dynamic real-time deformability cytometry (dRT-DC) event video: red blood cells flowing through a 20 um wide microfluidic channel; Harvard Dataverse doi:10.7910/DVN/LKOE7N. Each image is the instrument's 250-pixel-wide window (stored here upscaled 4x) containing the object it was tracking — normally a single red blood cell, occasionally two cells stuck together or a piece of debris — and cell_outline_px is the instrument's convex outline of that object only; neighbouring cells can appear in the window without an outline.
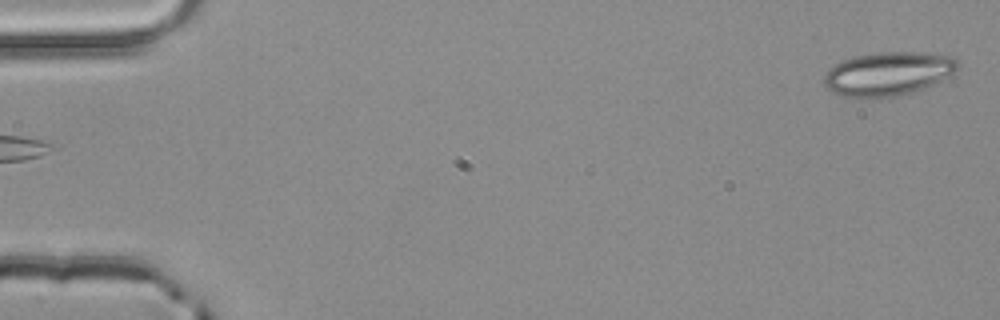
{"species": "common noctule bat (a hibernating species)", "species_latin": "Nyctalus noctula", "temperature_condition": "room temperature", "stored_images_in_passage": 3, "segment_of_instrument_passage": [2, 2], "camera_frame_rate_fps": 3000, "um_per_image_px": 0.085, "animal": {"sex": "male", "body_mass_g": 20.4}, "frame": {"image": 1, "passage_image": 3, "time_ms": 0.667, "image_size_px": [1000, 320], "cell_outline_px": [[960, 68], [956, 72], [924, 88], [892, 96], [868, 100], [856, 100], [832, 92], [824, 84], [824, 72], [828, 68], [844, 60], [856, 56], [880, 52], [916, 52], [956, 56], [960, 64]], "centroid_in_image_um": [75.48, 6.28], "position_along_channel_um": 9.5, "area_um2": 34.51}}